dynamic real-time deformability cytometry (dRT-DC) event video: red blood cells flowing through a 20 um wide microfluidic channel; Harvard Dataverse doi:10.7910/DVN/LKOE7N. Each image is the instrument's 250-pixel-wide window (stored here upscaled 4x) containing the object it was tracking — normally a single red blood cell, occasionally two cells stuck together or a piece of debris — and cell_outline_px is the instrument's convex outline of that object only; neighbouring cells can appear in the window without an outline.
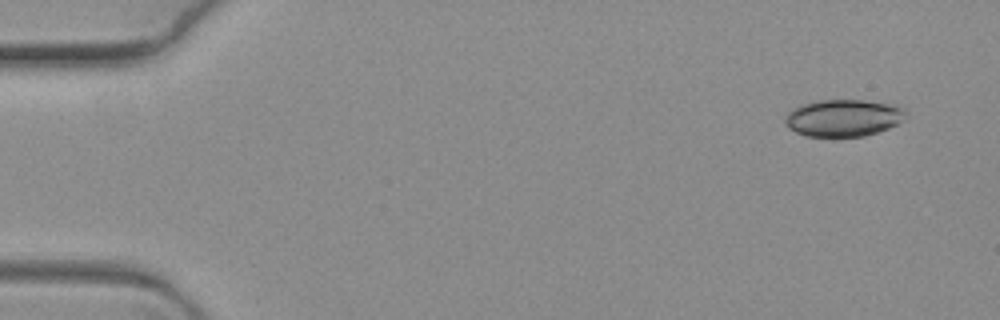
{"species": "common noctule bat (a hibernating species)", "species_latin": "Nyctalus noctula", "temperature_condition": "warm", "stored_images_in_passage": 7, "camera_frame_rate_fps": 3000, "um_per_image_px": 0.085, "animal": {"sex": "female", "body_mass_g": 19.3, "forearm_length_mm": 54.1}, "frame": {"image": 1, "passage_image": 1, "time_ms": 0.0, "image_size_px": [1000, 320], "cell_outline_px": [[908, 116], [904, 120], [888, 128], [864, 136], [832, 140], [804, 136], [788, 128], [784, 124], [784, 116], [792, 108], [816, 100], [864, 100], [896, 104], [904, 108]], "centroid_in_image_um": [71.66, 10.06], "position_along_channel_um": 13.3, "area_um2": 27.22}}
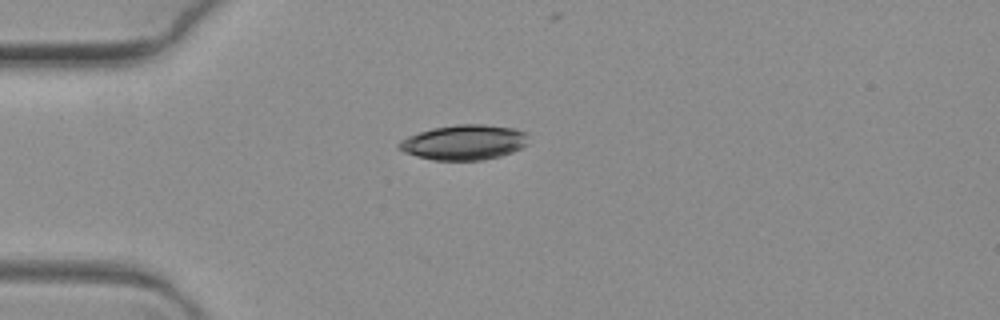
{"frame": {"image": 2, "passage_image": 4, "time_ms": 1.0, "image_size_px": [1000, 320], "cell_outline_px": [[528, 144], [512, 152], [500, 156], [480, 160], [432, 160], [416, 156], [404, 152], [396, 148], [396, 144], [400, 140], [408, 136], [432, 128], [456, 124], [484, 124], [512, 128], [524, 132]], "centroid_in_image_um": [39.39, 12.1], "position_along_channel_um": 45.6, "area_um2": 26.41}}
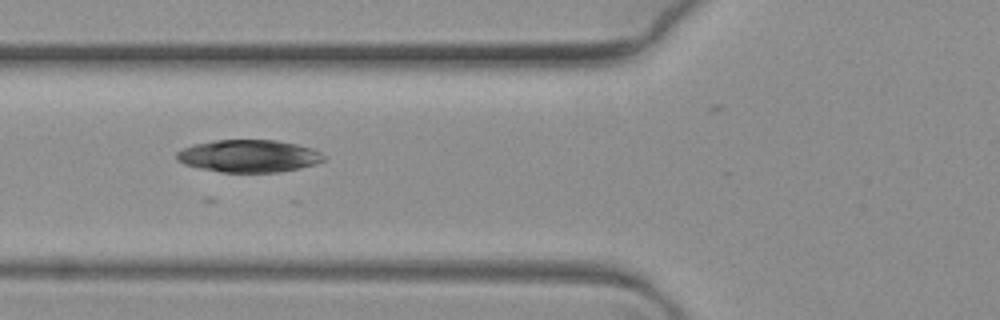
{"frame": {"image": 3, "passage_image": 6, "time_ms": 1.667, "image_size_px": [1000, 320], "cell_outline_px": [[324, 160], [316, 164], [300, 168], [280, 172], [220, 172], [200, 168], [184, 164], [176, 160], [176, 152], [184, 148], [196, 144], [216, 140], [276, 140], [296, 144], [312, 148], [320, 152], [324, 156]], "centroid_in_image_um": [21.15, 13.26], "position_along_channel_um": 104.6, "area_um2": 27.74}}